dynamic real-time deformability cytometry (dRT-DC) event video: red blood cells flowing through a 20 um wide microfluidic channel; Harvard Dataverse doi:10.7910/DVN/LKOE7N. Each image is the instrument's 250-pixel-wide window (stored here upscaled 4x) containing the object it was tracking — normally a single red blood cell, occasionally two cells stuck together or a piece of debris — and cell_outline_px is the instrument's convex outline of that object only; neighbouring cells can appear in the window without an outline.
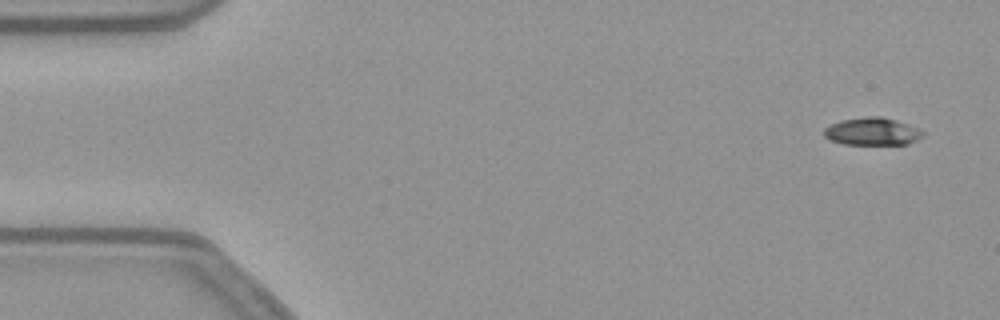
{"species": "common noctule bat (a hibernating species)", "species_latin": "Nyctalus noctula", "temperature_condition": "warm", "stored_images_in_passage": 52, "camera_frame_rate_fps": 3000, "um_per_image_px": 0.085, "animal": {"sex": "female", "body_mass_g": 21.9}, "frame": {"image": 1, "passage_image": 1, "time_ms": 0.0, "image_size_px": [1000, 320], "cell_outline_px": [[924, 136], [908, 144], [844, 144], [832, 140], [824, 136], [824, 128], [840, 120], [864, 116], [880, 116], [896, 120], [920, 128], [924, 132]], "centroid_in_image_um": [74.17, 11.16], "position_along_channel_um": 10.8, "area_um2": 15.95}}
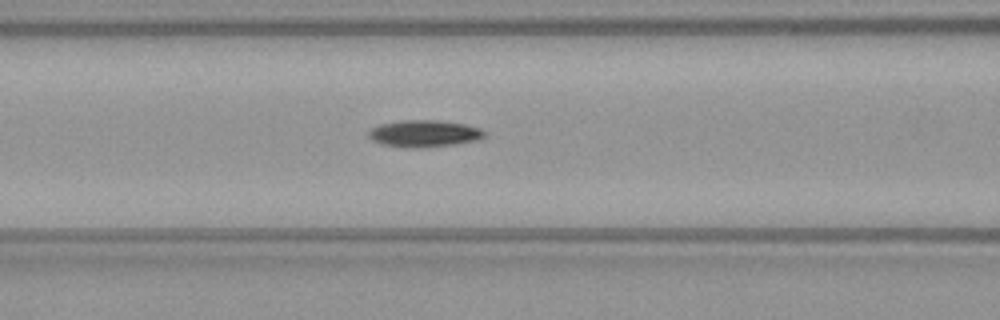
{"frame": {"image": 2, "passage_image": 20, "time_ms": 6.333, "image_size_px": [1000, 320], "cell_outline_px": [[484, 136], [476, 140], [456, 144], [424, 148], [408, 148], [380, 144], [372, 140], [368, 136], [368, 132], [372, 128], [380, 124], [400, 120], [440, 120], [464, 124], [480, 128], [484, 132]], "centroid_in_image_um": [36.02, 11.36], "position_along_channel_um": 130.6, "area_um2": 18.26}}
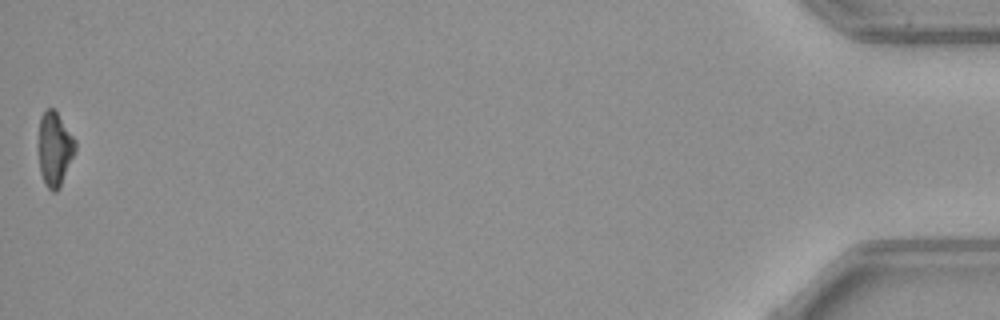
{"frame": {"image": 3, "passage_image": 52, "time_ms": 17.0, "image_size_px": [1000, 320], "cell_outline_px": [[76, 152], [60, 188], [56, 192], [52, 192], [48, 188], [40, 172], [40, 116], [48, 108], [52, 108], [56, 112], [76, 140]], "centroid_in_image_um": [4.69, 12.7], "position_along_channel_um": 430.5, "area_um2": 15.61}, "authors_computed_cell_mechanics": {"area_um2": 16.8487, "velocity_mm_per_s": 3.8064, "shape_relaxation_time_tau1_ms": 4.346, "shape_relaxation_time_tau2_ms": null, "deformation_change_tau1": 0.1267, "deformation_change_tau2": null}}